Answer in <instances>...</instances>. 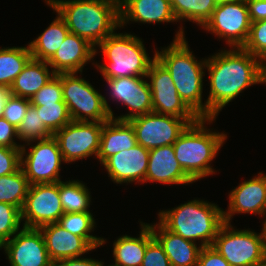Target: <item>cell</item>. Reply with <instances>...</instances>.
Instances as JSON below:
<instances>
[{"label": "cell", "mask_w": 266, "mask_h": 266, "mask_svg": "<svg viewBox=\"0 0 266 266\" xmlns=\"http://www.w3.org/2000/svg\"><path fill=\"white\" fill-rule=\"evenodd\" d=\"M210 57L206 59L210 80L206 118H216L245 88L266 83V66L243 48L222 50Z\"/></svg>", "instance_id": "1"}, {"label": "cell", "mask_w": 266, "mask_h": 266, "mask_svg": "<svg viewBox=\"0 0 266 266\" xmlns=\"http://www.w3.org/2000/svg\"><path fill=\"white\" fill-rule=\"evenodd\" d=\"M66 22L70 33L94 47L120 27L119 0H45Z\"/></svg>", "instance_id": "2"}, {"label": "cell", "mask_w": 266, "mask_h": 266, "mask_svg": "<svg viewBox=\"0 0 266 266\" xmlns=\"http://www.w3.org/2000/svg\"><path fill=\"white\" fill-rule=\"evenodd\" d=\"M173 42L162 51L155 50V57L169 71L177 92L184 103L199 117L206 118V103L202 102L203 76L206 59L196 60L179 27Z\"/></svg>", "instance_id": "3"}, {"label": "cell", "mask_w": 266, "mask_h": 266, "mask_svg": "<svg viewBox=\"0 0 266 266\" xmlns=\"http://www.w3.org/2000/svg\"><path fill=\"white\" fill-rule=\"evenodd\" d=\"M216 118H199L189 124L173 143L176 159L184 172L194 181L214 174L209 164L227 139V134L212 132L205 126Z\"/></svg>", "instance_id": "4"}, {"label": "cell", "mask_w": 266, "mask_h": 266, "mask_svg": "<svg viewBox=\"0 0 266 266\" xmlns=\"http://www.w3.org/2000/svg\"><path fill=\"white\" fill-rule=\"evenodd\" d=\"M158 215L159 222L167 230L195 243L201 240V247L212 246L224 223L223 209L199 199L171 210H161Z\"/></svg>", "instance_id": "5"}, {"label": "cell", "mask_w": 266, "mask_h": 266, "mask_svg": "<svg viewBox=\"0 0 266 266\" xmlns=\"http://www.w3.org/2000/svg\"><path fill=\"white\" fill-rule=\"evenodd\" d=\"M142 39L128 33H113L98 46L108 64H96L104 78L146 77L151 59L144 48Z\"/></svg>", "instance_id": "6"}, {"label": "cell", "mask_w": 266, "mask_h": 266, "mask_svg": "<svg viewBox=\"0 0 266 266\" xmlns=\"http://www.w3.org/2000/svg\"><path fill=\"white\" fill-rule=\"evenodd\" d=\"M76 73H61L63 101L72 121L106 122L114 113L104 95ZM91 119V120H90Z\"/></svg>", "instance_id": "7"}, {"label": "cell", "mask_w": 266, "mask_h": 266, "mask_svg": "<svg viewBox=\"0 0 266 266\" xmlns=\"http://www.w3.org/2000/svg\"><path fill=\"white\" fill-rule=\"evenodd\" d=\"M212 247L231 266H260L266 264V240L254 231L235 230L224 222L218 230Z\"/></svg>", "instance_id": "8"}, {"label": "cell", "mask_w": 266, "mask_h": 266, "mask_svg": "<svg viewBox=\"0 0 266 266\" xmlns=\"http://www.w3.org/2000/svg\"><path fill=\"white\" fill-rule=\"evenodd\" d=\"M198 119L151 112L132 118L129 122L135 130L137 144L151 150L173 145L186 127Z\"/></svg>", "instance_id": "9"}, {"label": "cell", "mask_w": 266, "mask_h": 266, "mask_svg": "<svg viewBox=\"0 0 266 266\" xmlns=\"http://www.w3.org/2000/svg\"><path fill=\"white\" fill-rule=\"evenodd\" d=\"M251 27L246 0L216 5L211 17L202 26L205 30L225 38L231 48H242Z\"/></svg>", "instance_id": "10"}, {"label": "cell", "mask_w": 266, "mask_h": 266, "mask_svg": "<svg viewBox=\"0 0 266 266\" xmlns=\"http://www.w3.org/2000/svg\"><path fill=\"white\" fill-rule=\"evenodd\" d=\"M104 122L71 121L53 134L65 163L98 156Z\"/></svg>", "instance_id": "11"}, {"label": "cell", "mask_w": 266, "mask_h": 266, "mask_svg": "<svg viewBox=\"0 0 266 266\" xmlns=\"http://www.w3.org/2000/svg\"><path fill=\"white\" fill-rule=\"evenodd\" d=\"M36 142L37 144L30 146L31 149L28 153H26L25 148L27 147H24V144L21 148V168L29 184L61 181L59 173L61 162H64V159L57 140L51 136Z\"/></svg>", "instance_id": "12"}, {"label": "cell", "mask_w": 266, "mask_h": 266, "mask_svg": "<svg viewBox=\"0 0 266 266\" xmlns=\"http://www.w3.org/2000/svg\"><path fill=\"white\" fill-rule=\"evenodd\" d=\"M63 214L59 182L30 185L21 210V220L25 222L23 227L39 228L57 223Z\"/></svg>", "instance_id": "13"}, {"label": "cell", "mask_w": 266, "mask_h": 266, "mask_svg": "<svg viewBox=\"0 0 266 266\" xmlns=\"http://www.w3.org/2000/svg\"><path fill=\"white\" fill-rule=\"evenodd\" d=\"M146 78H149L153 112L179 118H199L180 98L169 71L155 57Z\"/></svg>", "instance_id": "14"}, {"label": "cell", "mask_w": 266, "mask_h": 266, "mask_svg": "<svg viewBox=\"0 0 266 266\" xmlns=\"http://www.w3.org/2000/svg\"><path fill=\"white\" fill-rule=\"evenodd\" d=\"M3 248L11 266H53L39 228L22 227Z\"/></svg>", "instance_id": "15"}, {"label": "cell", "mask_w": 266, "mask_h": 266, "mask_svg": "<svg viewBox=\"0 0 266 266\" xmlns=\"http://www.w3.org/2000/svg\"><path fill=\"white\" fill-rule=\"evenodd\" d=\"M145 77L104 78L110 88V96L116 102L127 105L128 114L114 117V119L129 121L132 118L153 112L152 93Z\"/></svg>", "instance_id": "16"}, {"label": "cell", "mask_w": 266, "mask_h": 266, "mask_svg": "<svg viewBox=\"0 0 266 266\" xmlns=\"http://www.w3.org/2000/svg\"><path fill=\"white\" fill-rule=\"evenodd\" d=\"M235 213L266 214V175L262 172L230 192L228 211L223 210L224 222L230 223Z\"/></svg>", "instance_id": "17"}, {"label": "cell", "mask_w": 266, "mask_h": 266, "mask_svg": "<svg viewBox=\"0 0 266 266\" xmlns=\"http://www.w3.org/2000/svg\"><path fill=\"white\" fill-rule=\"evenodd\" d=\"M149 151L137 144L129 150L112 155L103 163L108 172V177L117 184L135 181L144 183L148 168Z\"/></svg>", "instance_id": "18"}, {"label": "cell", "mask_w": 266, "mask_h": 266, "mask_svg": "<svg viewBox=\"0 0 266 266\" xmlns=\"http://www.w3.org/2000/svg\"><path fill=\"white\" fill-rule=\"evenodd\" d=\"M97 49L86 39L68 33L54 56L47 62L55 74L81 73L87 62L93 60Z\"/></svg>", "instance_id": "19"}, {"label": "cell", "mask_w": 266, "mask_h": 266, "mask_svg": "<svg viewBox=\"0 0 266 266\" xmlns=\"http://www.w3.org/2000/svg\"><path fill=\"white\" fill-rule=\"evenodd\" d=\"M51 261L78 258L94 248L81 236L74 235L57 223L39 227Z\"/></svg>", "instance_id": "20"}, {"label": "cell", "mask_w": 266, "mask_h": 266, "mask_svg": "<svg viewBox=\"0 0 266 266\" xmlns=\"http://www.w3.org/2000/svg\"><path fill=\"white\" fill-rule=\"evenodd\" d=\"M163 184H188L194 181L184 172L176 159L173 145L157 147L149 151L145 182Z\"/></svg>", "instance_id": "21"}, {"label": "cell", "mask_w": 266, "mask_h": 266, "mask_svg": "<svg viewBox=\"0 0 266 266\" xmlns=\"http://www.w3.org/2000/svg\"><path fill=\"white\" fill-rule=\"evenodd\" d=\"M120 27L130 21L177 22L169 0H119Z\"/></svg>", "instance_id": "22"}, {"label": "cell", "mask_w": 266, "mask_h": 266, "mask_svg": "<svg viewBox=\"0 0 266 266\" xmlns=\"http://www.w3.org/2000/svg\"><path fill=\"white\" fill-rule=\"evenodd\" d=\"M149 226L154 237L163 246L171 266H197L201 246L170 232L160 222Z\"/></svg>", "instance_id": "23"}, {"label": "cell", "mask_w": 266, "mask_h": 266, "mask_svg": "<svg viewBox=\"0 0 266 266\" xmlns=\"http://www.w3.org/2000/svg\"><path fill=\"white\" fill-rule=\"evenodd\" d=\"M136 145L135 130L131 123L111 118L103 123L97 159L103 164L112 155Z\"/></svg>", "instance_id": "24"}, {"label": "cell", "mask_w": 266, "mask_h": 266, "mask_svg": "<svg viewBox=\"0 0 266 266\" xmlns=\"http://www.w3.org/2000/svg\"><path fill=\"white\" fill-rule=\"evenodd\" d=\"M141 223L139 237L123 235L113 243L114 262L110 266H141L147 244L154 238L149 224Z\"/></svg>", "instance_id": "25"}, {"label": "cell", "mask_w": 266, "mask_h": 266, "mask_svg": "<svg viewBox=\"0 0 266 266\" xmlns=\"http://www.w3.org/2000/svg\"><path fill=\"white\" fill-rule=\"evenodd\" d=\"M46 61L31 59L9 88L11 95L31 99L55 75Z\"/></svg>", "instance_id": "26"}, {"label": "cell", "mask_w": 266, "mask_h": 266, "mask_svg": "<svg viewBox=\"0 0 266 266\" xmlns=\"http://www.w3.org/2000/svg\"><path fill=\"white\" fill-rule=\"evenodd\" d=\"M69 29L66 22L58 14L44 32L29 43L32 58L48 62L64 42Z\"/></svg>", "instance_id": "27"}, {"label": "cell", "mask_w": 266, "mask_h": 266, "mask_svg": "<svg viewBox=\"0 0 266 266\" xmlns=\"http://www.w3.org/2000/svg\"><path fill=\"white\" fill-rule=\"evenodd\" d=\"M31 59L29 45L0 48V87L9 89Z\"/></svg>", "instance_id": "28"}, {"label": "cell", "mask_w": 266, "mask_h": 266, "mask_svg": "<svg viewBox=\"0 0 266 266\" xmlns=\"http://www.w3.org/2000/svg\"><path fill=\"white\" fill-rule=\"evenodd\" d=\"M59 196L64 213L90 212L91 196L83 182L79 180L59 181Z\"/></svg>", "instance_id": "29"}, {"label": "cell", "mask_w": 266, "mask_h": 266, "mask_svg": "<svg viewBox=\"0 0 266 266\" xmlns=\"http://www.w3.org/2000/svg\"><path fill=\"white\" fill-rule=\"evenodd\" d=\"M57 224L70 233L83 237L94 249L106 243V239L90 235V232L94 231L93 229L96 227L91 212L64 213Z\"/></svg>", "instance_id": "30"}, {"label": "cell", "mask_w": 266, "mask_h": 266, "mask_svg": "<svg viewBox=\"0 0 266 266\" xmlns=\"http://www.w3.org/2000/svg\"><path fill=\"white\" fill-rule=\"evenodd\" d=\"M177 22L192 21L203 26L211 17L216 3L214 0H169Z\"/></svg>", "instance_id": "31"}, {"label": "cell", "mask_w": 266, "mask_h": 266, "mask_svg": "<svg viewBox=\"0 0 266 266\" xmlns=\"http://www.w3.org/2000/svg\"><path fill=\"white\" fill-rule=\"evenodd\" d=\"M30 184L20 167L12 174L0 177V202L9 203L22 210Z\"/></svg>", "instance_id": "32"}, {"label": "cell", "mask_w": 266, "mask_h": 266, "mask_svg": "<svg viewBox=\"0 0 266 266\" xmlns=\"http://www.w3.org/2000/svg\"><path fill=\"white\" fill-rule=\"evenodd\" d=\"M17 134L18 139L27 142L28 146L36 140H43L53 136V134L41 122L39 113H37L36 107L32 104H30L26 116L18 126Z\"/></svg>", "instance_id": "33"}, {"label": "cell", "mask_w": 266, "mask_h": 266, "mask_svg": "<svg viewBox=\"0 0 266 266\" xmlns=\"http://www.w3.org/2000/svg\"><path fill=\"white\" fill-rule=\"evenodd\" d=\"M35 107L37 113H39L41 122L52 134L72 121L65 102L44 104V106Z\"/></svg>", "instance_id": "34"}, {"label": "cell", "mask_w": 266, "mask_h": 266, "mask_svg": "<svg viewBox=\"0 0 266 266\" xmlns=\"http://www.w3.org/2000/svg\"><path fill=\"white\" fill-rule=\"evenodd\" d=\"M21 210L12 204L0 202V247L20 228Z\"/></svg>", "instance_id": "35"}, {"label": "cell", "mask_w": 266, "mask_h": 266, "mask_svg": "<svg viewBox=\"0 0 266 266\" xmlns=\"http://www.w3.org/2000/svg\"><path fill=\"white\" fill-rule=\"evenodd\" d=\"M242 48L266 66V20L251 22L248 40Z\"/></svg>", "instance_id": "36"}, {"label": "cell", "mask_w": 266, "mask_h": 266, "mask_svg": "<svg viewBox=\"0 0 266 266\" xmlns=\"http://www.w3.org/2000/svg\"><path fill=\"white\" fill-rule=\"evenodd\" d=\"M30 102L34 106H44V104L64 102L61 73L55 74L53 78L30 99Z\"/></svg>", "instance_id": "37"}, {"label": "cell", "mask_w": 266, "mask_h": 266, "mask_svg": "<svg viewBox=\"0 0 266 266\" xmlns=\"http://www.w3.org/2000/svg\"><path fill=\"white\" fill-rule=\"evenodd\" d=\"M31 102L28 98L9 95L4 105L2 117L16 128L21 124Z\"/></svg>", "instance_id": "38"}, {"label": "cell", "mask_w": 266, "mask_h": 266, "mask_svg": "<svg viewBox=\"0 0 266 266\" xmlns=\"http://www.w3.org/2000/svg\"><path fill=\"white\" fill-rule=\"evenodd\" d=\"M21 167V149L0 146V177L16 172Z\"/></svg>", "instance_id": "39"}, {"label": "cell", "mask_w": 266, "mask_h": 266, "mask_svg": "<svg viewBox=\"0 0 266 266\" xmlns=\"http://www.w3.org/2000/svg\"><path fill=\"white\" fill-rule=\"evenodd\" d=\"M141 266H171L163 246L155 237L147 244Z\"/></svg>", "instance_id": "40"}, {"label": "cell", "mask_w": 266, "mask_h": 266, "mask_svg": "<svg viewBox=\"0 0 266 266\" xmlns=\"http://www.w3.org/2000/svg\"><path fill=\"white\" fill-rule=\"evenodd\" d=\"M14 137V138H13ZM18 138L17 128L10 124L5 118H0V146H6L12 149H21L14 139Z\"/></svg>", "instance_id": "41"}, {"label": "cell", "mask_w": 266, "mask_h": 266, "mask_svg": "<svg viewBox=\"0 0 266 266\" xmlns=\"http://www.w3.org/2000/svg\"><path fill=\"white\" fill-rule=\"evenodd\" d=\"M197 266H231L212 246L202 247Z\"/></svg>", "instance_id": "42"}, {"label": "cell", "mask_w": 266, "mask_h": 266, "mask_svg": "<svg viewBox=\"0 0 266 266\" xmlns=\"http://www.w3.org/2000/svg\"><path fill=\"white\" fill-rule=\"evenodd\" d=\"M251 22L266 20V0H246Z\"/></svg>", "instance_id": "43"}, {"label": "cell", "mask_w": 266, "mask_h": 266, "mask_svg": "<svg viewBox=\"0 0 266 266\" xmlns=\"http://www.w3.org/2000/svg\"><path fill=\"white\" fill-rule=\"evenodd\" d=\"M53 266H104V262L92 258H70L53 263Z\"/></svg>", "instance_id": "44"}, {"label": "cell", "mask_w": 266, "mask_h": 266, "mask_svg": "<svg viewBox=\"0 0 266 266\" xmlns=\"http://www.w3.org/2000/svg\"><path fill=\"white\" fill-rule=\"evenodd\" d=\"M10 95L9 89L8 88H1L0 87V118L3 115L4 111V105L7 100V97Z\"/></svg>", "instance_id": "45"}, {"label": "cell", "mask_w": 266, "mask_h": 266, "mask_svg": "<svg viewBox=\"0 0 266 266\" xmlns=\"http://www.w3.org/2000/svg\"><path fill=\"white\" fill-rule=\"evenodd\" d=\"M214 1L218 5L221 3L234 2V1H238V0H214Z\"/></svg>", "instance_id": "46"}, {"label": "cell", "mask_w": 266, "mask_h": 266, "mask_svg": "<svg viewBox=\"0 0 266 266\" xmlns=\"http://www.w3.org/2000/svg\"><path fill=\"white\" fill-rule=\"evenodd\" d=\"M262 230H263V234H264V237H265V240H266V219H265V221H264V223H263V228H262Z\"/></svg>", "instance_id": "47"}]
</instances>
